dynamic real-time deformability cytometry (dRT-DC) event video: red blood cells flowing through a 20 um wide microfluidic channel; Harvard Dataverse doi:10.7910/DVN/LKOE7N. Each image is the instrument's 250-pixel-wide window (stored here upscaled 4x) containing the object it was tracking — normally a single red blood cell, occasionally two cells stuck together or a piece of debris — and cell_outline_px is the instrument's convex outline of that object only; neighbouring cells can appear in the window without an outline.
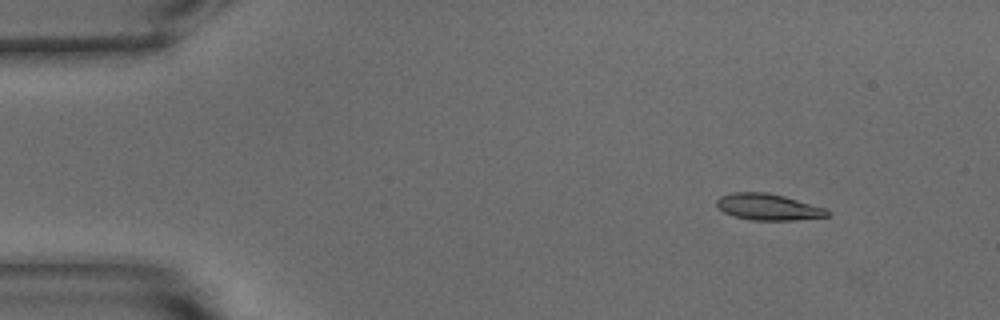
{"species": "common noctule bat (a hibernating species)", "species_latin": "Nyctalus noctula", "temperature_condition": "warm", "stored_images_in_passage": 49, "camera_frame_rate_fps": 3000, "um_per_image_px": 0.085, "animal": {"sex": "male", "body_mass_g": 15.6}, "frame": {"image": 1, "passage_image": 2, "time_ms": 0.333, "image_size_px": [1000, 320], "cell_outline_px": [[832, 212], [828, 216], [796, 220], [752, 220], [736, 216], [724, 212], [716, 208], [716, 200], [720, 196], [732, 192], [768, 192], [784, 196], [828, 208]], "centroid_in_image_um": [65.32, 17.58], "position_along_channel_um": 19.7, "area_um2": 17.22}}
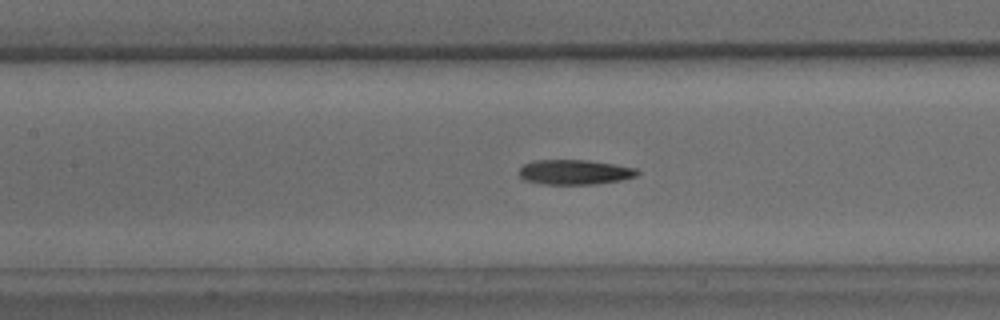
{"frame": {"image": 2, "passage_image": 20, "time_ms": 6.333, "image_size_px": [1000, 320], "cell_outline_px": [[640, 172], [636, 176], [620, 180], [596, 184], [544, 184], [524, 180], [520, 176], [520, 168], [524, 164], [536, 160], [588, 160], [636, 168]], "centroid_in_image_um": [48.85, 14.63], "position_along_channel_um": 158.6, "area_um2": 16.99}}
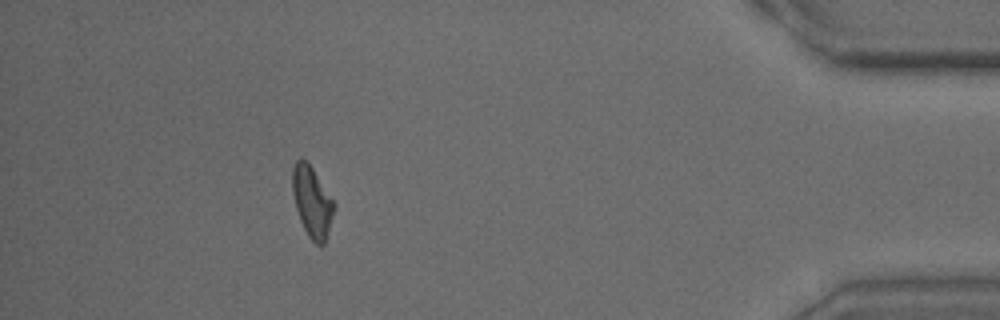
{"frame": {"image": 3, "passage_image": 44, "time_ms": 14.333, "image_size_px": [1000, 320], "cell_outline_px": [[336, 208], [324, 244], [316, 244], [308, 236], [300, 220], [296, 208], [292, 192], [292, 168], [296, 160], [300, 156], [308, 160], [336, 204]], "centroid_in_image_um": [26.52, 17.09], "position_along_channel_um": 408.7, "area_um2": 17.46}, "authors_computed_cell_mechanics": {"area_um2": 17.1666, "velocity_mm_per_s": 3.8008, "shape_relaxation_time_tau1_ms": 6.3448, "shape_relaxation_time_tau2_ms": 3.8173, "deformation_change_tau1": 0.2286, "deformation_change_tau2": 0.1242}}